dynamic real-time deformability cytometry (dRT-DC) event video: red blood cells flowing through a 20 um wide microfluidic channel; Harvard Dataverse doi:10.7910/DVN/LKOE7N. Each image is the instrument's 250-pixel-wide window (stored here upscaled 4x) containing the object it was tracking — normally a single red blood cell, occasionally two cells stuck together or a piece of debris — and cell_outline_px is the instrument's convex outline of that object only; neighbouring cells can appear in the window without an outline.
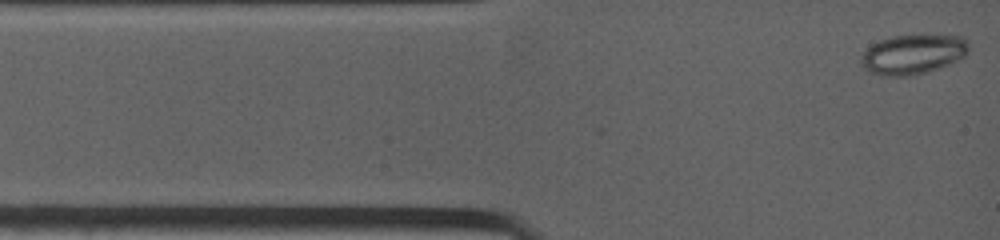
{"species": "common noctule bat (a hibernating species)", "species_latin": "Nyctalus noctula", "temperature_condition": "warm", "stored_images_in_passage": 15, "camera_frame_rate_fps": 4500, "um_per_image_px": 0.085, "animal": {"sex": "female", "body_mass_g": 19.0, "forearm_length_mm": 53.3}, "frame": {"image": 1, "passage_image": 1, "time_ms": 0.0, "image_size_px": [1000, 240], "cell_outline_px": [[968, 52], [964, 56], [948, 64], [928, 72], [908, 76], [880, 76], [864, 68], [860, 64], [860, 56], [872, 44], [880, 40], [892, 36], [964, 36], [968, 44]], "centroid_in_image_um": [77.56, 4.63], "position_along_channel_um": 7.4, "area_um2": 24.68}}
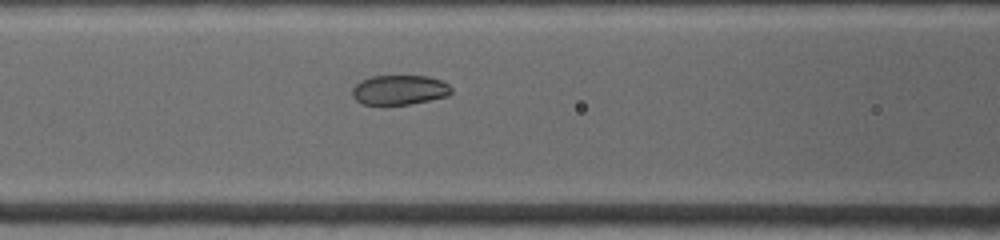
{"frame": {"image": 2, "passage_image": 12, "time_ms": 4.222, "image_size_px": [1000, 240], "cell_outline_px": [[452, 92], [448, 96], [408, 104], [364, 104], [356, 100], [352, 96], [352, 88], [360, 80], [372, 76], [428, 76], [440, 80], [448, 84], [452, 88]], "centroid_in_image_um": [33.95, 7.63], "position_along_channel_um": 132.7, "area_um2": 17.05}}
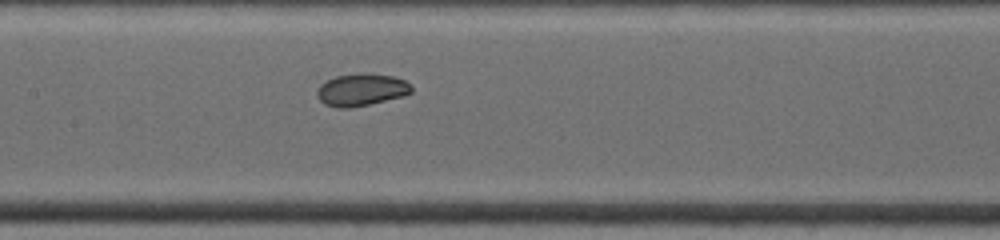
{"frame": {"image": 3, "passage_image": 15, "time_ms": 5.333, "image_size_px": [1000, 240], "cell_outline_px": [[412, 92], [404, 96], [368, 104], [348, 108], [336, 108], [324, 104], [316, 96], [316, 88], [320, 84], [336, 76], [360, 72], [368, 72], [392, 76], [404, 80], [412, 84]], "centroid_in_image_um": [30.7, 7.61], "position_along_channel_um": 176.7, "area_um2": 18.03}}